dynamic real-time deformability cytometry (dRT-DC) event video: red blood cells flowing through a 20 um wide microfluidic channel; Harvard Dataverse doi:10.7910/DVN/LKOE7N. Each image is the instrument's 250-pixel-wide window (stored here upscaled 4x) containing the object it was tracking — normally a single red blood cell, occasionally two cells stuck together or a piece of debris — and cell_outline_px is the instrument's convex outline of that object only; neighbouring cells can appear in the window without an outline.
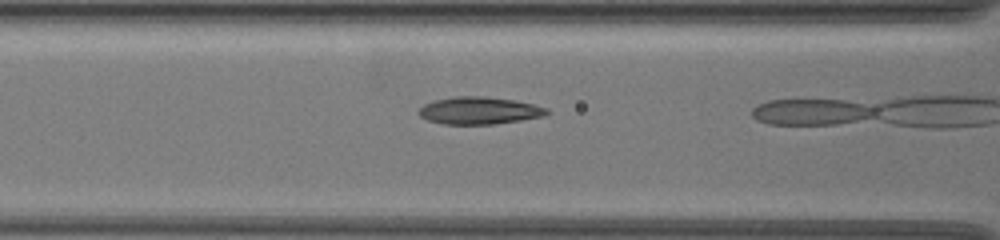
{"species": "common noctule bat (a hibernating species)", "species_latin": "Nyctalus noctula", "temperature_condition": "warm", "stored_images_in_passage": 4, "camera_frame_rate_fps": 3000, "um_per_image_px": 0.085, "animal": {"sex": "female", "body_mass_g": 19.5, "forearm_length_mm": 54.1}, "frame": {"image": 1, "passage_image": 3, "time_ms": 0.667, "image_size_px": [1000, 240], "cell_outline_px": [[552, 112], [544, 116], [496, 124], [444, 124], [428, 120], [420, 116], [416, 112], [424, 104], [436, 100], [452, 96], [484, 96], [512, 100], [532, 104], [548, 108]], "centroid_in_image_um": [40.74, 9.4], "position_along_channel_um": 125.9, "area_um2": 20.4}}